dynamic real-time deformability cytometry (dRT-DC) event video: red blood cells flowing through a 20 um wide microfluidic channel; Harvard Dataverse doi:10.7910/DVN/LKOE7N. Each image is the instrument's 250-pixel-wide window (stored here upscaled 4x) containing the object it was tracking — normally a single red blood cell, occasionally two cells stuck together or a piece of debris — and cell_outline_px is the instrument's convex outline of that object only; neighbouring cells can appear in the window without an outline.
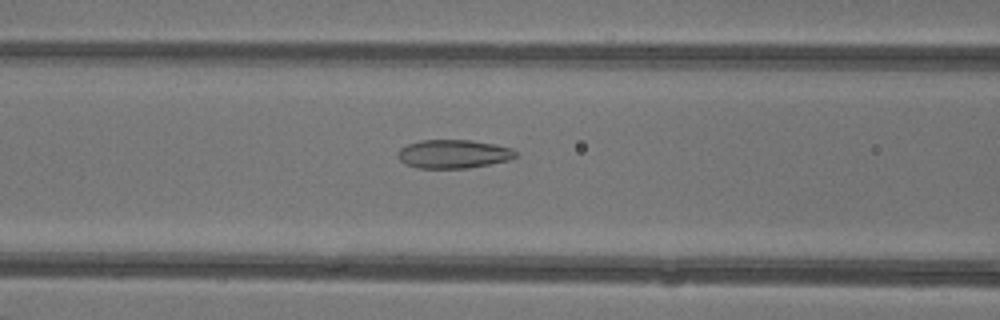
{"species": "common noctule bat (a hibernating species)", "species_latin": "Nyctalus noctula", "temperature_condition": "warm", "stored_images_in_passage": 36, "camera_frame_rate_fps": 3000, "um_per_image_px": 0.085, "animal": {"sex": "female"}, "frame": {"image": 1, "passage_image": 8, "time_ms": 2.333, "image_size_px": [1000, 320], "cell_outline_px": [[516, 156], [508, 160], [468, 168], [416, 168], [404, 164], [396, 156], [396, 152], [400, 148], [408, 144], [420, 140], [472, 140], [496, 144], [512, 148], [516, 152]], "centroid_in_image_um": [38.49, 13.08], "position_along_channel_um": 128.1, "area_um2": 19.77}}
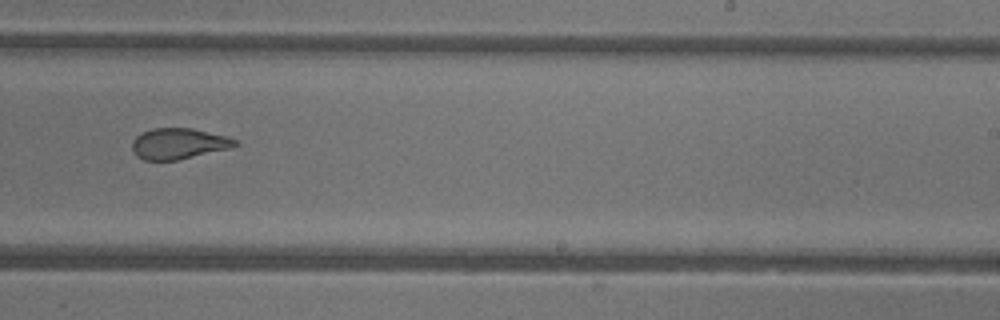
{"frame": {"image": 2, "passage_image": 18, "time_ms": 5.667, "image_size_px": [1000, 320], "cell_outline_px": [[236, 144], [232, 148], [176, 160], [144, 160], [136, 156], [132, 148], [132, 140], [140, 132], [152, 128], [192, 128], [228, 136], [236, 140]], "centroid_in_image_um": [15.15, 12.2], "position_along_channel_um": 273.8, "area_um2": 18.61}}
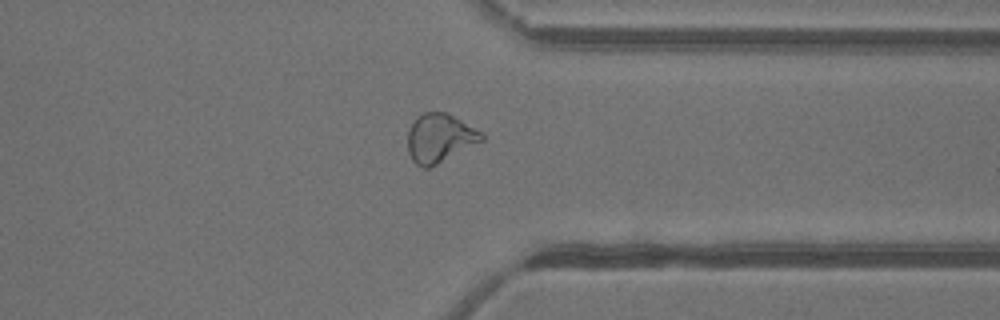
{"frame": {"image": 3, "passage_image": 25, "time_ms": 8.0, "image_size_px": [1000, 320], "cell_outline_px": [[484, 140], [428, 168], [424, 168], [416, 164], [412, 160], [408, 152], [408, 128], [416, 116], [424, 112], [444, 112], [484, 132]], "centroid_in_image_um": [37.36, 11.72], "position_along_channel_um": 374.0, "area_um2": 20.87}, "authors_computed_cell_mechanics": {"area_um2": 19.941, "velocity_mm_per_s": 4.3852, "shape_relaxation_time_tau1_ms": null, "shape_relaxation_time_tau2_ms": 1.1172, "deformation_change_tau1": null, "deformation_change_tau2": 0.0778}}